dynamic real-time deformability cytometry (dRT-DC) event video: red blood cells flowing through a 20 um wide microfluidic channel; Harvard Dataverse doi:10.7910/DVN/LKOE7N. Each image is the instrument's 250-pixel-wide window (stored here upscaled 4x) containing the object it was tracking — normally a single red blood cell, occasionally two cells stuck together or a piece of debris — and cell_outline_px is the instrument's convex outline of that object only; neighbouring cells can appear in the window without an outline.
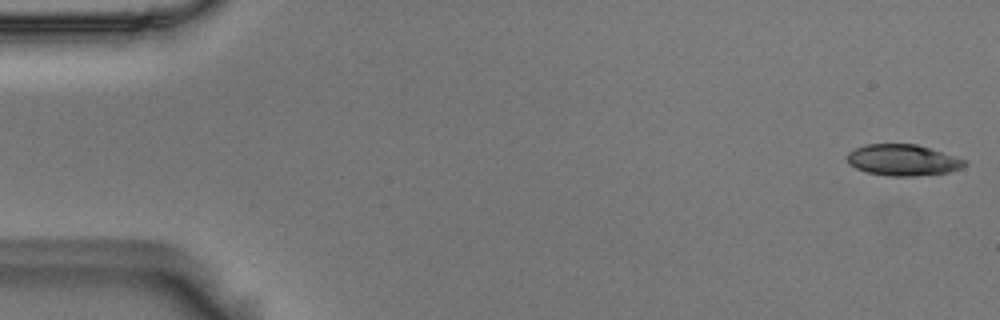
{"species": "Egyptian fruit bat (a non-hibernating species)", "species_latin": "Rousettus aegyptiacus", "temperature_condition": "room temperature", "stored_images_in_passage": 12, "camera_frame_rate_fps": 3000, "um_per_image_px": 0.085, "animal": {"sex": "male"}, "frame": {"image": 1, "passage_image": 1, "time_ms": 0.0, "image_size_px": [1000, 320], "cell_outline_px": [[968, 164], [960, 168], [948, 172], [916, 176], [892, 176], [868, 172], [856, 168], [848, 164], [848, 152], [864, 144], [916, 144], [968, 160]], "centroid_in_image_um": [76.76, 13.6], "position_along_channel_um": 8.2, "area_um2": 21.27}}
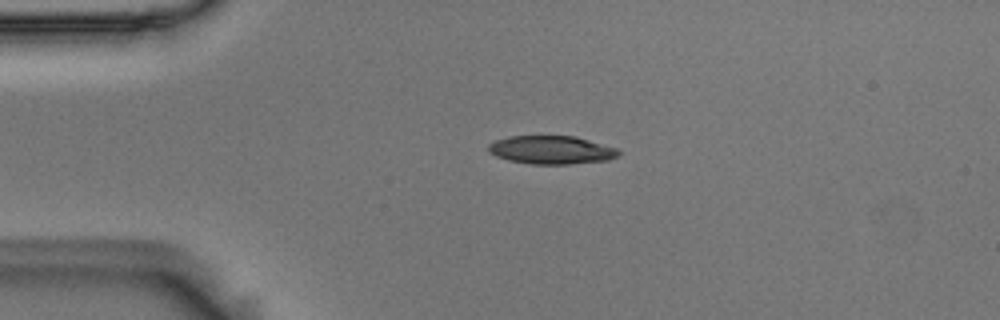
{"frame": {"image": 2, "passage_image": 12, "time_ms": 3.667, "image_size_px": [1000, 320], "cell_outline_px": [[620, 152], [616, 156], [608, 160], [568, 164], [532, 164], [508, 160], [496, 156], [488, 152], [488, 144], [496, 140], [508, 136], [576, 136], [616, 148]], "centroid_in_image_um": [46.83, 12.74], "position_along_channel_um": 38.2, "area_um2": 21.39}}